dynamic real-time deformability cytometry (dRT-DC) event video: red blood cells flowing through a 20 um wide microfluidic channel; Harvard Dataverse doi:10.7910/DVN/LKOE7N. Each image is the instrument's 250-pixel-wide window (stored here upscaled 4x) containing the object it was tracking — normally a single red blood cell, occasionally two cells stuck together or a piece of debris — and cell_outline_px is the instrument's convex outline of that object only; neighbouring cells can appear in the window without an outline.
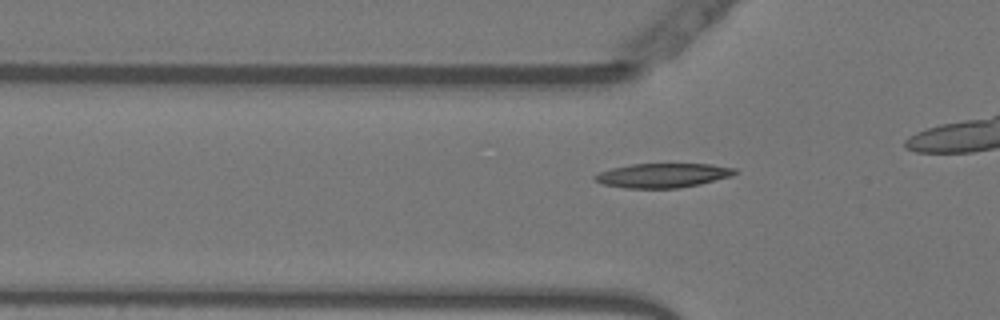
{"species": "Egyptian fruit bat (a non-hibernating species)", "species_latin": "Rousettus aegyptiacus", "temperature_condition": "warm", "stored_images_in_passage": 43, "camera_frame_rate_fps": 3000, "um_per_image_px": 0.085, "animal": {"sex": "female"}, "frame": {"image": 1, "passage_image": 18, "time_ms": 5.667, "image_size_px": [1000, 320], "cell_outline_px": [[740, 172], [732, 176], [700, 184], [676, 188], [624, 188], [604, 184], [596, 180], [592, 176], [600, 172], [612, 168], [632, 164], [712, 164], [736, 168]], "centroid_in_image_um": [56.39, 14.9], "position_along_channel_um": 69.4, "area_um2": 19.83}}
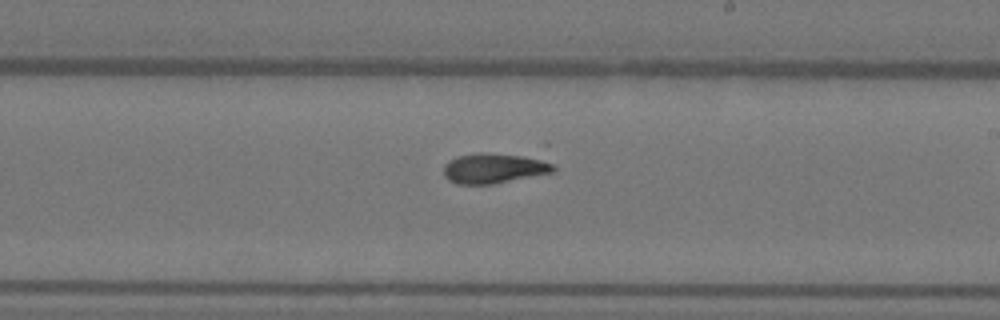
{"frame": {"image": 2, "passage_image": 32, "time_ms": 10.333, "image_size_px": [1000, 320], "cell_outline_px": [[556, 168], [552, 172], [492, 184], [456, 184], [448, 180], [444, 176], [444, 164], [448, 160], [456, 156], [480, 152], [488, 152], [524, 156], [540, 160], [552, 164]], "centroid_in_image_um": [41.89, 14.3], "position_along_channel_um": 247.1, "area_um2": 19.13}}
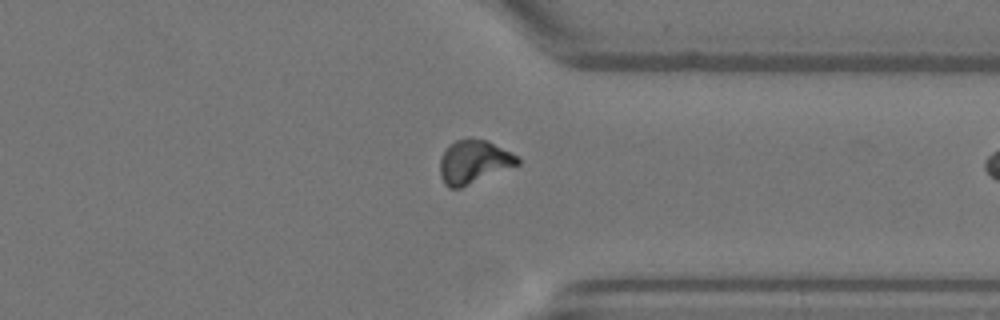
{"frame": {"image": 3, "passage_image": 42, "time_ms": 13.667, "image_size_px": [1000, 320], "cell_outline_px": [[520, 164], [460, 188], [448, 188], [444, 184], [440, 176], [440, 160], [448, 144], [456, 140], [468, 136], [488, 140], [520, 156]], "centroid_in_image_um": [40.28, 13.72], "position_along_channel_um": 371.1, "area_um2": 20.06}}